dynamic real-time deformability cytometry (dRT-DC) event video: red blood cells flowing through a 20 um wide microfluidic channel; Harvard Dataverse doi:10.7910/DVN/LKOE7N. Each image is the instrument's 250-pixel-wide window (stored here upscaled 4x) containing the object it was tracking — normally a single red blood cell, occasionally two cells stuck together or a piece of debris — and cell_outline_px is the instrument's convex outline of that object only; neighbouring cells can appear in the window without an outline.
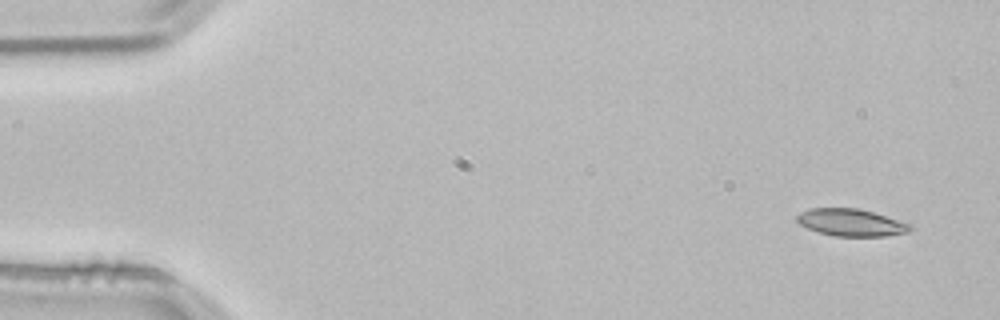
{"species": "common noctule bat (a hibernating species)", "species_latin": "Nyctalus noctula", "temperature_condition": "room temperature", "stored_images_in_passage": 3, "camera_frame_rate_fps": 3000, "um_per_image_px": 0.085, "animal": {"sex": "male", "body_mass_g": 21.5, "forearm_length_mm": 52.0}, "frame": {"image": 1, "passage_image": 1, "time_ms": 0.0, "image_size_px": [1000, 320], "cell_outline_px": [[912, 228], [908, 232], [884, 236], [836, 236], [820, 232], [808, 228], [800, 224], [796, 220], [796, 216], [800, 212], [808, 208], [860, 208], [912, 224]], "centroid_in_image_um": [72.34, 18.9], "position_along_channel_um": 12.7, "area_um2": 17.92}}